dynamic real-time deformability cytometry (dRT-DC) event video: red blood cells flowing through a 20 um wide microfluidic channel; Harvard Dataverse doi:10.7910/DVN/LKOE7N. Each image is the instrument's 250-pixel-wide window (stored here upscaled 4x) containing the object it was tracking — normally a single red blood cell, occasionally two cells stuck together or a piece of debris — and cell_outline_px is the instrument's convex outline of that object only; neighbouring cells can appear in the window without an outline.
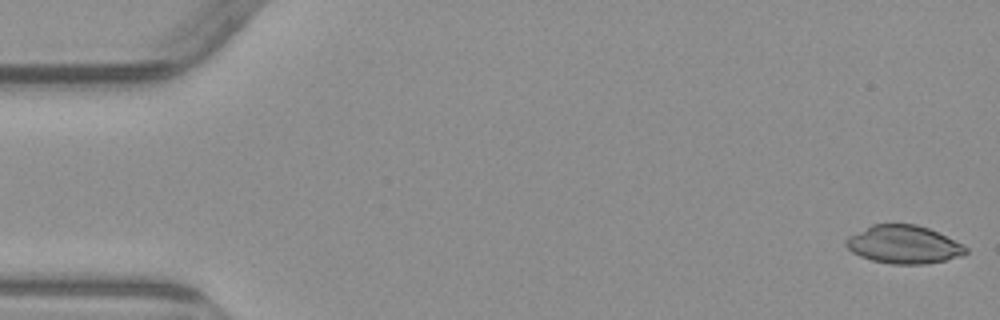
{"species": "common noctule bat (a hibernating species)", "species_latin": "Nyctalus noctula", "temperature_condition": "warm", "stored_images_in_passage": 4, "camera_frame_rate_fps": 3000, "um_per_image_px": 0.085, "animal": {"sex": "male", "body_mass_g": 23.1, "forearm_length_mm": 52.7}, "frame": {"image": 1, "passage_image": 1, "time_ms": 0.0, "image_size_px": [1000, 320], "cell_outline_px": [[968, 252], [960, 256], [944, 260], [924, 264], [892, 264], [872, 260], [860, 256], [852, 252], [844, 244], [844, 240], [848, 236], [872, 224], [916, 224], [928, 228], [968, 248]], "centroid_in_image_um": [76.75, 20.78], "position_along_channel_um": 8.2, "area_um2": 26.3}}